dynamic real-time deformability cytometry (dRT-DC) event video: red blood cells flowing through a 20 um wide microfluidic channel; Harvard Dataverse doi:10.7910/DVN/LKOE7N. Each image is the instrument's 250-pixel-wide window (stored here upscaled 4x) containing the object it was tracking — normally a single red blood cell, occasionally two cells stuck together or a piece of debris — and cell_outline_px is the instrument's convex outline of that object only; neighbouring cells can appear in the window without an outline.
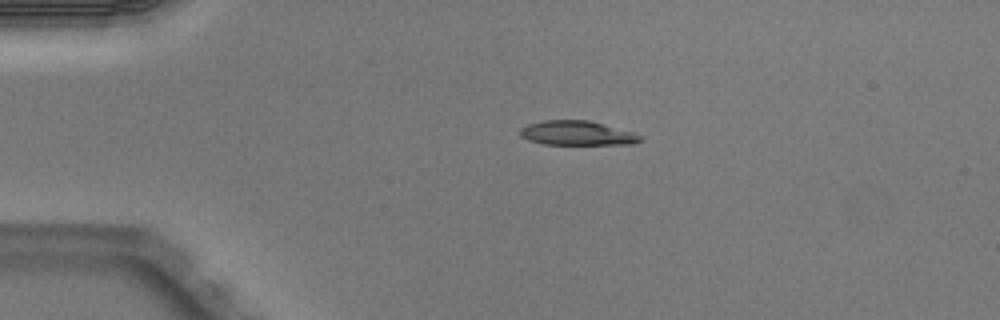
{"species": "Egyptian fruit bat (a non-hibernating species)", "species_latin": "Rousettus aegyptiacus", "temperature_condition": "warm", "stored_images_in_passage": 2, "camera_frame_rate_fps": 3000, "um_per_image_px": 0.085, "animal": {"sex": "male"}, "frame": {"image": 1, "passage_image": 1, "time_ms": 0.0, "image_size_px": [1000, 320], "cell_outline_px": [[644, 140], [632, 144], [544, 144], [528, 140], [520, 136], [520, 128], [528, 124], [544, 120], [588, 120], [636, 132], [644, 136]], "centroid_in_image_um": [49.11, 11.31], "position_along_channel_um": 35.9, "area_um2": 17.28}}